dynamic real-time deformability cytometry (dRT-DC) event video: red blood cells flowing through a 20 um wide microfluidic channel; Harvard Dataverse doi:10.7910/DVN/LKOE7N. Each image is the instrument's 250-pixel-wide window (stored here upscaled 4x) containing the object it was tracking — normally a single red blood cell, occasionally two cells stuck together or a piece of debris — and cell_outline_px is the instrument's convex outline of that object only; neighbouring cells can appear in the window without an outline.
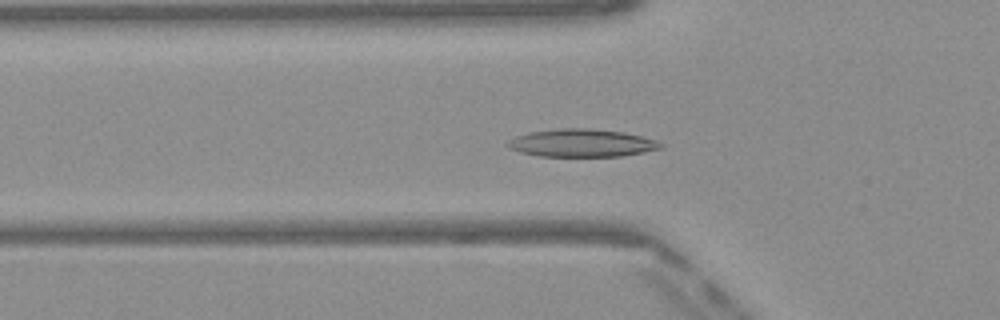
{"species": "Egyptian fruit bat (a non-hibernating species)", "species_latin": "Rousettus aegyptiacus", "temperature_condition": "warm", "stored_images_in_passage": 50, "camera_frame_rate_fps": 3000, "um_per_image_px": 0.085, "frame": {"image": 1, "passage_image": 17, "time_ms": 5.333, "image_size_px": [1000, 320], "cell_outline_px": [[664, 148], [624, 156], [540, 156], [520, 152], [508, 148], [504, 144], [508, 140], [516, 136], [528, 132], [560, 128], [588, 128], [624, 132], [656, 140], [664, 144]], "centroid_in_image_um": [49.44, 12.15], "position_along_channel_um": 76.4, "area_um2": 24.97}}
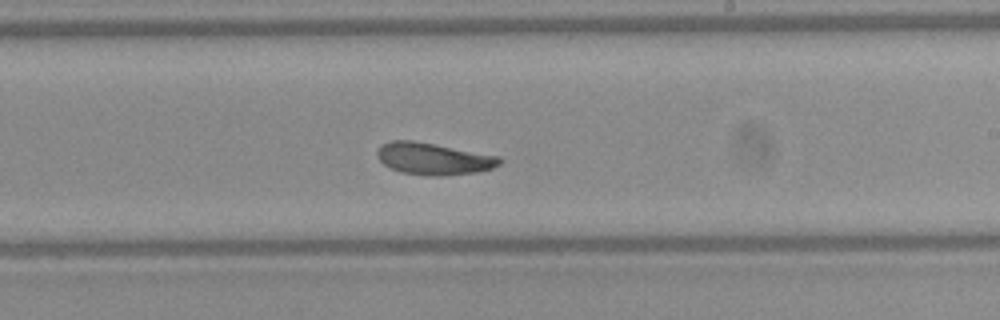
{"frame": {"image": 2, "passage_image": 30, "time_ms": 9.667, "image_size_px": [1000, 320], "cell_outline_px": [[504, 160], [500, 164], [492, 168], [476, 172], [440, 176], [428, 176], [400, 172], [384, 164], [376, 156], [376, 152], [380, 144], [392, 140], [412, 140], [500, 156]], "centroid_in_image_um": [36.84, 13.49], "position_along_channel_um": 252.2, "area_um2": 22.83}}
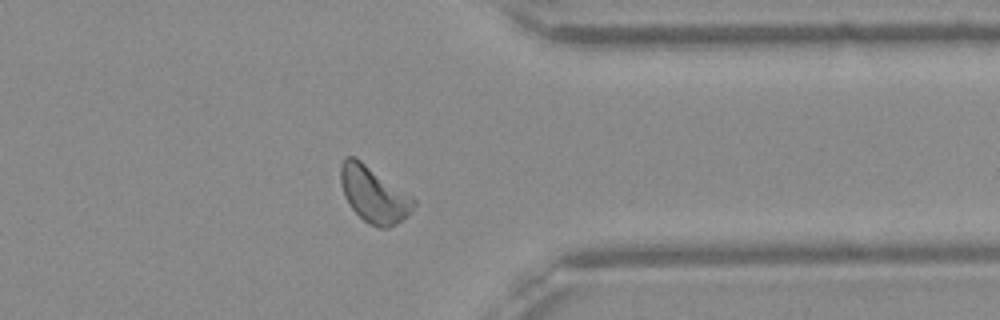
{"frame": {"image": 3, "passage_image": 40, "time_ms": 13.0, "image_size_px": [1000, 320], "cell_outline_px": [[416, 204], [408, 216], [396, 224], [388, 228], [380, 228], [368, 224], [348, 204], [344, 196], [340, 184], [340, 164], [344, 156], [356, 156], [412, 196], [416, 200]], "centroid_in_image_um": [31.76, 16.51], "position_along_channel_um": 379.6, "area_um2": 24.16}, "authors_computed_cell_mechanics": {"area_um2": 23.0622, "velocity_mm_per_s": 4.0406, "shape_relaxation_time_tau1_ms": 3.4297, "shape_relaxation_time_tau2_ms": 3.2578, "deformation_change_tau1": 0.113, "deformation_change_tau2": 0.0764}}